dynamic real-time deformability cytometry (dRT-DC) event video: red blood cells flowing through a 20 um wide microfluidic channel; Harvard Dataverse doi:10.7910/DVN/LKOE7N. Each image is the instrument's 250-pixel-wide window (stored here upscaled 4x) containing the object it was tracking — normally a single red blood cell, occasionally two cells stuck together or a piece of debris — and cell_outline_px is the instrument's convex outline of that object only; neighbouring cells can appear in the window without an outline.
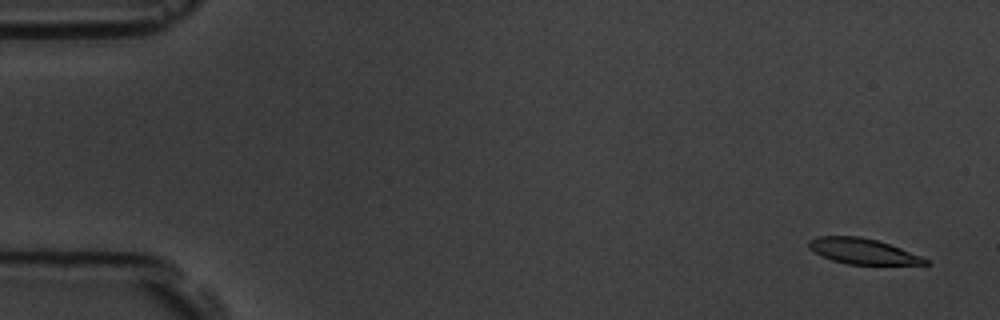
{"species": "common noctule bat (a hibernating species)", "species_latin": "Nyctalus noctula", "temperature_condition": "room temperature", "stored_images_in_passage": 6, "camera_frame_rate_fps": 3000, "um_per_image_px": 0.085, "animal": {"sex": "male", "body_mass_g": 19.5, "forearm_length_mm": 54.6}, "frame": {"image": 1, "passage_image": 1, "time_ms": 0.0, "image_size_px": [1000, 320], "cell_outline_px": [[932, 264], [848, 264], [832, 260], [820, 256], [808, 248], [808, 240], [816, 236], [860, 236], [876, 240], [900, 248], [920, 256], [928, 260]], "centroid_in_image_um": [73.26, 21.34], "position_along_channel_um": 11.7, "area_um2": 17.22}}